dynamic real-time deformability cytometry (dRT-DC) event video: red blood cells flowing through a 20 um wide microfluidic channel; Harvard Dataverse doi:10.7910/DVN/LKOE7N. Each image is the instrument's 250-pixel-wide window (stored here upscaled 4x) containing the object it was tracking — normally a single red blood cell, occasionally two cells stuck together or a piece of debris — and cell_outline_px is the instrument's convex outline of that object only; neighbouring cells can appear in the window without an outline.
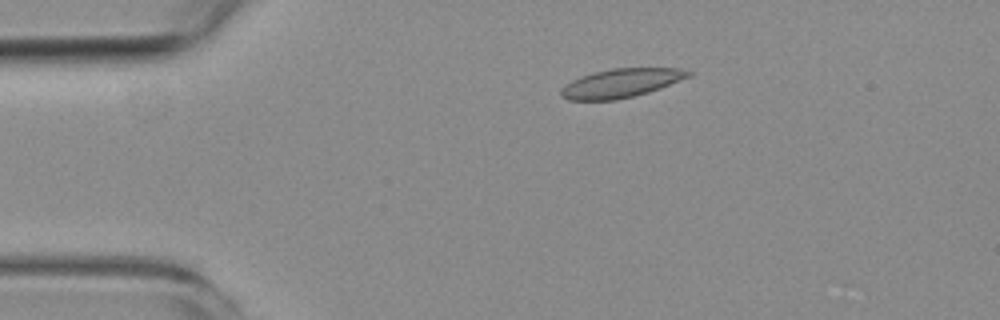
{"species": "common noctule bat (a hibernating species)", "species_latin": "Nyctalus noctula", "temperature_condition": "room temperature", "stored_images_in_passage": 8, "camera_frame_rate_fps": 3000, "um_per_image_px": 0.085, "animal": {"sex": "female", "body_mass_g": 19.3, "forearm_length_mm": 54.1}, "frame": {"image": 1, "passage_image": 3, "time_ms": 3.333, "image_size_px": [1000, 320], "cell_outline_px": [[696, 72], [692, 76], [660, 88], [648, 92], [616, 100], [568, 100], [560, 96], [560, 88], [564, 84], [580, 76], [592, 72], [612, 68], [676, 68]], "centroid_in_image_um": [52.77, 7.06], "position_along_channel_um": 32.2, "area_um2": 21.62}}
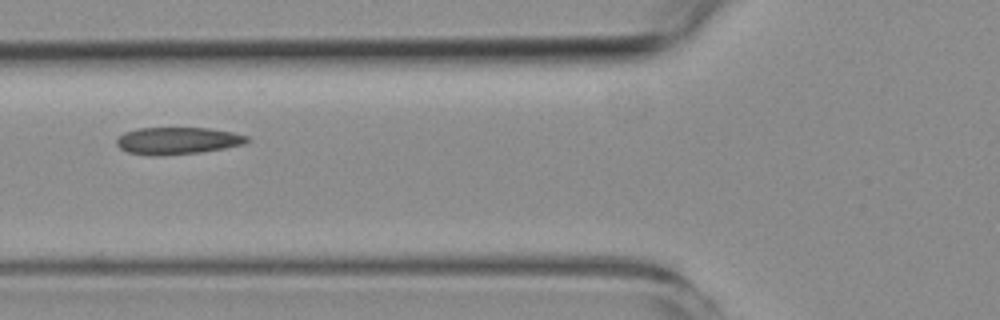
{"frame": {"image": 2, "passage_image": 6, "time_ms": 6.667, "image_size_px": [1000, 320], "cell_outline_px": [[252, 140], [244, 144], [224, 148], [200, 152], [152, 156], [128, 152], [120, 148], [116, 144], [116, 140], [124, 132], [140, 128], [208, 128], [232, 132], [248, 136]], "centroid_in_image_um": [15.11, 11.96], "position_along_channel_um": 110.7, "area_um2": 20.52}}
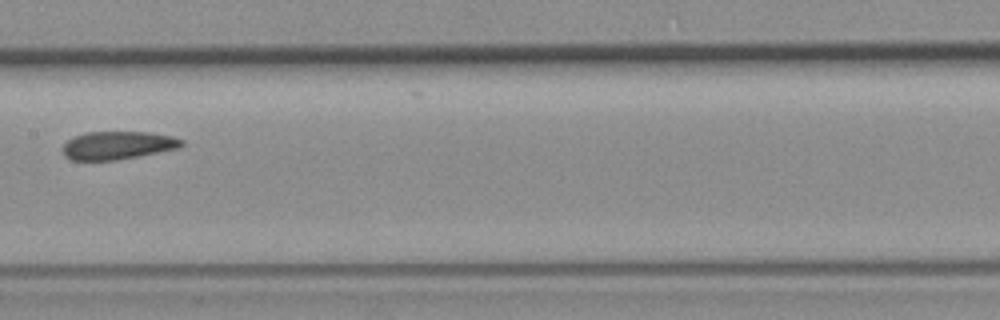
{"frame": {"image": 3, "passage_image": 8, "time_ms": 9.0, "image_size_px": [1000, 320], "cell_outline_px": [[184, 144], [180, 148], [116, 160], [72, 160], [64, 156], [64, 144], [68, 140], [84, 132], [148, 132], [172, 136], [184, 140]], "centroid_in_image_um": [10.03, 12.35], "position_along_channel_um": 197.4, "area_um2": 19.36}}